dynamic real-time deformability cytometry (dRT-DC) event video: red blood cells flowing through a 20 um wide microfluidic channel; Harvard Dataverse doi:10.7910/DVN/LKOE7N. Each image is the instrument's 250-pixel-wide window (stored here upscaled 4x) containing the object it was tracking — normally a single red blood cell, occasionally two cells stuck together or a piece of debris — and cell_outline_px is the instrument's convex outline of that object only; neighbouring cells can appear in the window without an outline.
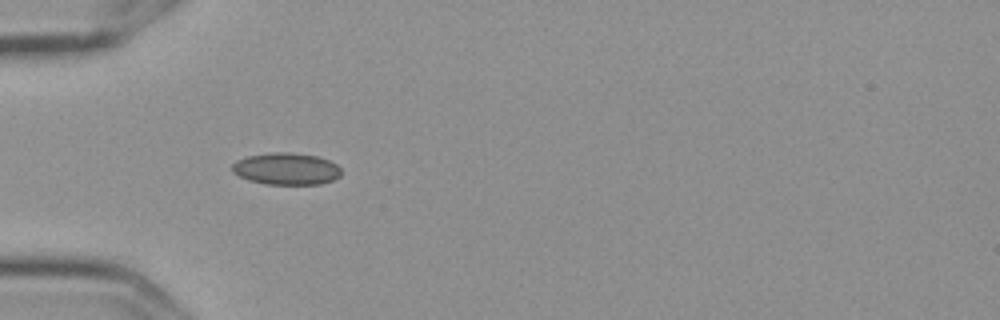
{"species": "Egyptian fruit bat (a non-hibernating species)", "species_latin": "Rousettus aegyptiacus", "temperature_condition": "cold", "stored_images_in_passage": 6, "camera_frame_rate_fps": 3000, "um_per_image_px": 0.085, "frame": {"image": 1, "passage_image": 5, "time_ms": 1.333, "image_size_px": [1000, 320], "cell_outline_px": [[340, 176], [332, 180], [320, 184], [264, 184], [248, 180], [232, 172], [232, 164], [236, 160], [248, 156], [272, 152], [292, 152], [316, 156], [328, 160], [336, 164], [340, 168]], "centroid_in_image_um": [24.31, 14.34], "position_along_channel_um": 60.7, "area_um2": 20.29}}
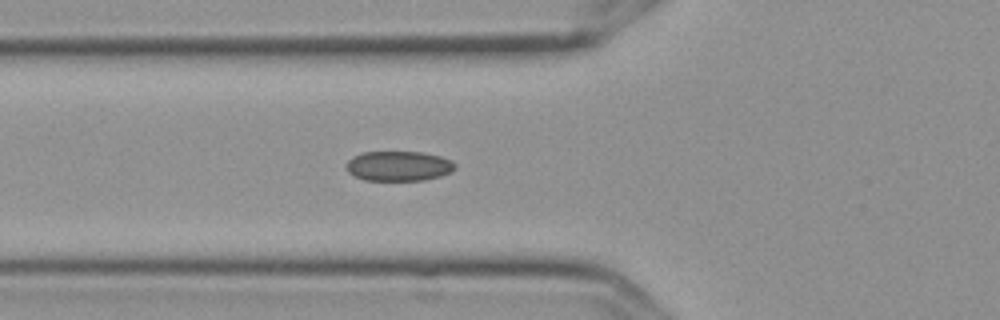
{"frame": {"image": 2, "passage_image": 6, "time_ms": 1.667, "image_size_px": [1000, 320], "cell_outline_px": [[456, 168], [452, 172], [440, 176], [424, 180], [364, 180], [348, 172], [348, 160], [352, 156], [360, 152], [424, 152], [440, 156], [452, 160], [456, 164]], "centroid_in_image_um": [33.93, 14.1], "position_along_channel_um": 91.9, "area_um2": 19.02}}